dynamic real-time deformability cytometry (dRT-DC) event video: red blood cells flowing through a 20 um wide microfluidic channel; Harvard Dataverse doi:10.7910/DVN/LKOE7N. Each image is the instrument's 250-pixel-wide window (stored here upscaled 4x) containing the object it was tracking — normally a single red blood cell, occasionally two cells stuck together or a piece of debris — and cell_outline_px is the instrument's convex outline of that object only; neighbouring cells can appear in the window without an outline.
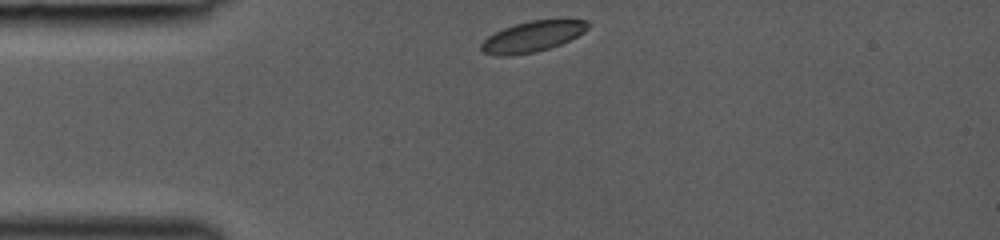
{"species": "common noctule bat (a hibernating species)", "species_latin": "Nyctalus noctula", "temperature_condition": "room temperature", "stored_images_in_passage": 30, "camera_frame_rate_fps": 3000, "um_per_image_px": 0.085, "animal": {"sex": "female", "body_mass_g": 19.0, "forearm_length_mm": 53.3}, "frame": {"image": 1, "passage_image": 1, "time_ms": 0.0, "image_size_px": [1000, 240], "cell_outline_px": [[588, 28], [584, 32], [560, 44], [536, 52], [512, 56], [496, 56], [484, 52], [480, 48], [480, 44], [488, 36], [504, 28], [528, 20], [588, 20]], "centroid_in_image_um": [45.22, 3.12], "position_along_channel_um": 39.8, "area_um2": 18.9}}
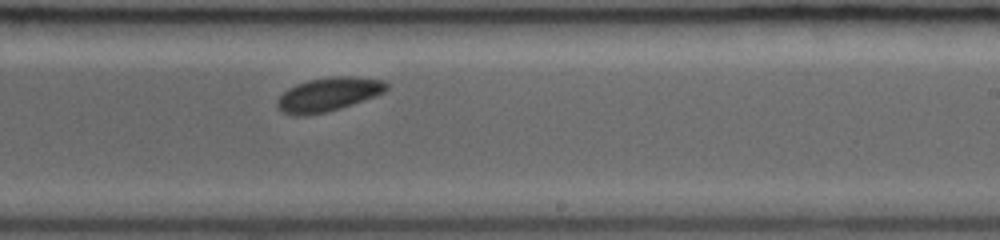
{"frame": {"image": 2, "passage_image": 18, "time_ms": 5.667, "image_size_px": [1000, 240], "cell_outline_px": [[388, 88], [384, 92], [376, 96], [340, 108], [308, 116], [292, 116], [276, 108], [276, 100], [288, 88], [296, 84], [308, 80], [332, 76], [352, 76], [384, 80], [388, 84]], "centroid_in_image_um": [27.89, 8.03], "position_along_channel_um": 261.1, "area_um2": 21.68}}
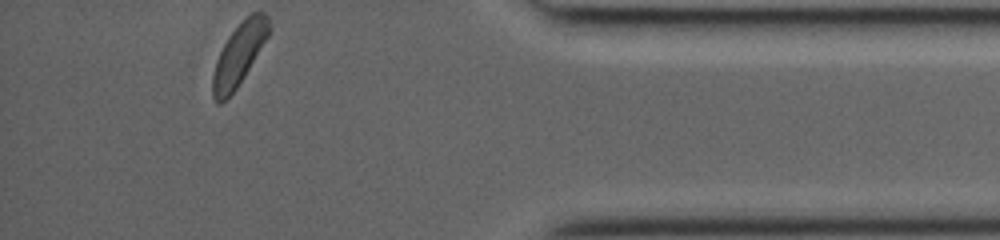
{"frame": {"image": 3, "passage_image": 30, "time_ms": 9.667, "image_size_px": [1000, 240], "cell_outline_px": [[272, 32], [244, 76], [236, 88], [220, 104], [216, 104], [212, 96], [212, 76], [216, 60], [228, 36], [252, 12], [264, 12], [268, 16], [272, 28]], "centroid_in_image_um": [20.34, 4.61], "position_along_channel_um": 414.9, "area_um2": 20.29}}